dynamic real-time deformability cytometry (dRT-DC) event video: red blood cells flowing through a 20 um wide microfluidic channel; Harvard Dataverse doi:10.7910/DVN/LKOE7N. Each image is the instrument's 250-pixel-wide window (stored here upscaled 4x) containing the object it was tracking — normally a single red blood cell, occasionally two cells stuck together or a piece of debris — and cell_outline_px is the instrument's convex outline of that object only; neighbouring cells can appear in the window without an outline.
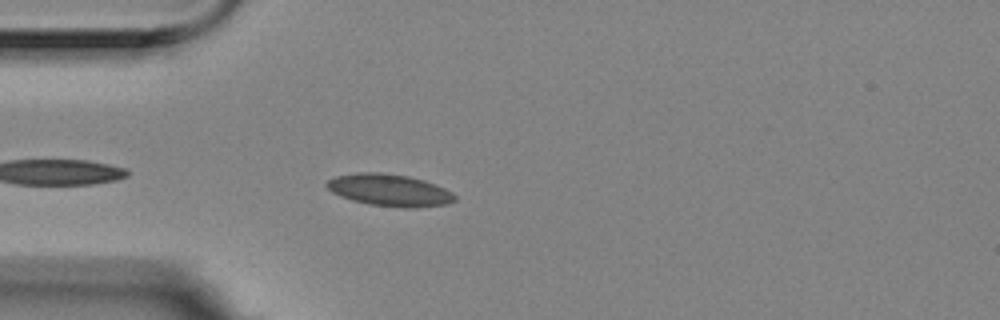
{"species": "Egyptian fruit bat (a non-hibernating species)", "species_latin": "Rousettus aegyptiacus", "temperature_condition": "room temperature", "stored_images_in_passage": 4, "camera_frame_rate_fps": 3000, "um_per_image_px": 0.085, "animal": {"sex": "female"}, "frame": {"image": 1, "passage_image": 3, "time_ms": 0.667, "image_size_px": [1000, 320], "cell_outline_px": [[456, 200], [448, 204], [416, 208], [404, 208], [368, 204], [352, 200], [340, 196], [332, 192], [324, 184], [328, 180], [336, 176], [360, 172], [380, 172], [408, 176], [424, 180], [444, 188], [452, 192], [456, 196]], "centroid_in_image_um": [33.12, 16.17], "position_along_channel_um": 51.9, "area_um2": 23.99}}